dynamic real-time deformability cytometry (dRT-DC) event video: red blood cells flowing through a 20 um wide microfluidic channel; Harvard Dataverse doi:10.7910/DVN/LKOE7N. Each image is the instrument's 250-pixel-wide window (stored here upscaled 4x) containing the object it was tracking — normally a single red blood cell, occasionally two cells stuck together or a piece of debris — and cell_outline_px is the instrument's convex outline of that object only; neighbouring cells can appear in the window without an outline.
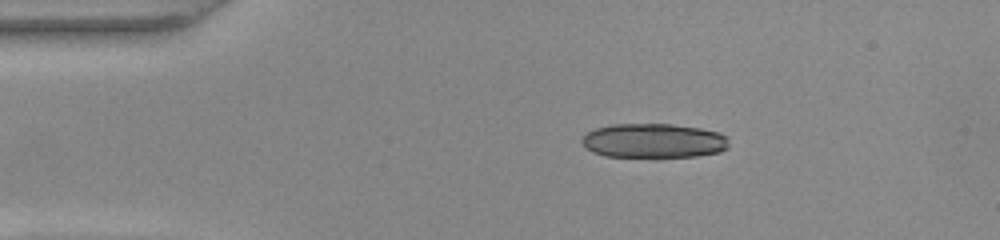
{"species": "common noctule bat (a hibernating species)", "species_latin": "Nyctalus noctula", "temperature_condition": "warm", "stored_images_in_passage": 42, "camera_frame_rate_fps": 3000, "um_per_image_px": 0.085, "animal": {"sex": "female", "body_mass_g": 22.0, "forearm_length_mm": 56.7}, "frame": {"image": 1, "passage_image": 1, "time_ms": 0.0, "image_size_px": [1000, 240], "cell_outline_px": [[728, 148], [720, 152], [696, 156], [656, 160], [604, 156], [592, 152], [580, 140], [588, 132], [596, 128], [612, 124], [672, 124], [700, 128], [720, 132], [728, 136]], "centroid_in_image_um": [55.59, 12.01], "position_along_channel_um": 29.4, "area_um2": 30.69}, "authors_computed_cell_mechanics": {"area_um2": 19.3052, "velocity_mm_per_s": 4.0752, "shape_relaxation_time_tau1_ms": 5.6297, "shape_relaxation_time_tau2_ms": 3.2543, "deformation_change_tau1": 0.2281, "deformation_change_tau2": 0.0756}}